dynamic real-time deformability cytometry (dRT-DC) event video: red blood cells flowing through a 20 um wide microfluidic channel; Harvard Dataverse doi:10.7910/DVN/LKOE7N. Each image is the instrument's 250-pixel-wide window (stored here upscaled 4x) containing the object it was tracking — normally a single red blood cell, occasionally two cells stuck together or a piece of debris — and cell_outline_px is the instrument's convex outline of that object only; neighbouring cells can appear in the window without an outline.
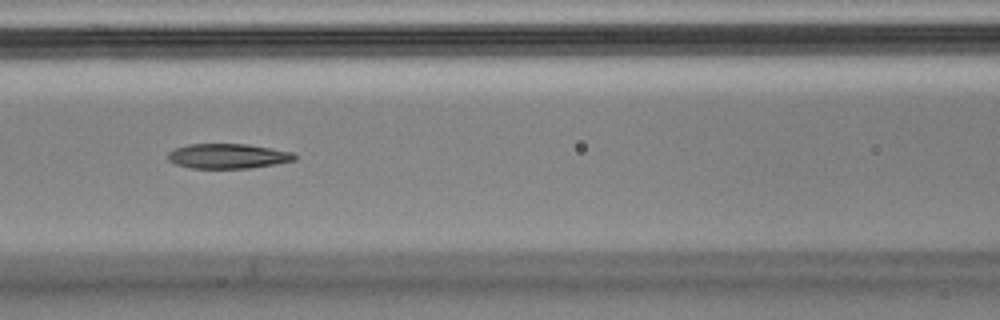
{"species": "Egyptian fruit bat (a non-hibernating species)", "species_latin": "Rousettus aegyptiacus", "temperature_condition": "cold", "stored_images_in_passage": 10, "camera_frame_rate_fps": 3000, "um_per_image_px": 0.085, "animal": {"sex": "male"}, "frame": {"image": 1, "passage_image": 7, "time_ms": 2.0, "image_size_px": [1000, 320], "cell_outline_px": [[296, 160], [248, 168], [192, 168], [176, 164], [168, 160], [168, 152], [176, 148], [188, 144], [248, 144], [292, 152], [296, 156]], "centroid_in_image_um": [19.35, 13.26], "position_along_channel_um": 147.3, "area_um2": 18.15}}
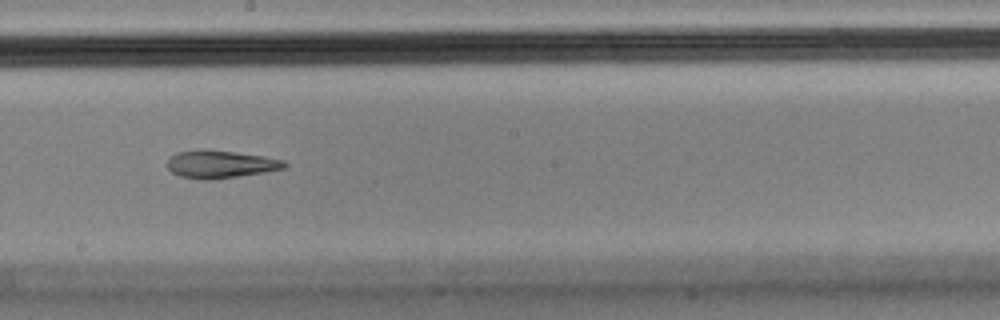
{"frame": {"image": 2, "passage_image": 9, "time_ms": 2.667, "image_size_px": [1000, 320], "cell_outline_px": [[288, 164], [284, 168], [264, 172], [212, 180], [204, 180], [180, 176], [172, 172], [168, 168], [168, 160], [176, 152], [200, 148], [204, 148], [236, 152], [264, 156], [284, 160]], "centroid_in_image_um": [18.73, 13.94], "position_along_channel_um": 229.5, "area_um2": 19.07}}